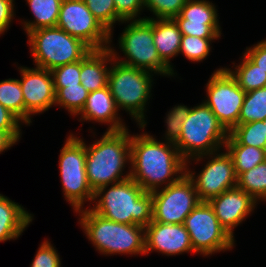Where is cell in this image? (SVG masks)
Returning <instances> with one entry per match:
<instances>
[{
  "instance_id": "1",
  "label": "cell",
  "mask_w": 266,
  "mask_h": 267,
  "mask_svg": "<svg viewBox=\"0 0 266 267\" xmlns=\"http://www.w3.org/2000/svg\"><path fill=\"white\" fill-rule=\"evenodd\" d=\"M185 162L174 143L158 141L145 132L131 135L130 177L145 192L176 182L185 174Z\"/></svg>"
},
{
  "instance_id": "2",
  "label": "cell",
  "mask_w": 266,
  "mask_h": 267,
  "mask_svg": "<svg viewBox=\"0 0 266 267\" xmlns=\"http://www.w3.org/2000/svg\"><path fill=\"white\" fill-rule=\"evenodd\" d=\"M108 188V189H107ZM96 201V202H95ZM90 209L103 218L146 227L152 221V194L145 192L131 177L99 187Z\"/></svg>"
},
{
  "instance_id": "3",
  "label": "cell",
  "mask_w": 266,
  "mask_h": 267,
  "mask_svg": "<svg viewBox=\"0 0 266 267\" xmlns=\"http://www.w3.org/2000/svg\"><path fill=\"white\" fill-rule=\"evenodd\" d=\"M131 134L128 128L106 131L100 140L86 145V174L89 186L95 192L99 187L115 184L130 178L123 175L130 163Z\"/></svg>"
},
{
  "instance_id": "4",
  "label": "cell",
  "mask_w": 266,
  "mask_h": 267,
  "mask_svg": "<svg viewBox=\"0 0 266 267\" xmlns=\"http://www.w3.org/2000/svg\"><path fill=\"white\" fill-rule=\"evenodd\" d=\"M84 233L103 255L145 254V227L107 220L90 208L75 211Z\"/></svg>"
},
{
  "instance_id": "5",
  "label": "cell",
  "mask_w": 266,
  "mask_h": 267,
  "mask_svg": "<svg viewBox=\"0 0 266 267\" xmlns=\"http://www.w3.org/2000/svg\"><path fill=\"white\" fill-rule=\"evenodd\" d=\"M229 132L212 110L204 103L191 107L183 121L181 133L174 143L180 156L188 163L190 159L220 152L225 146Z\"/></svg>"
},
{
  "instance_id": "6",
  "label": "cell",
  "mask_w": 266,
  "mask_h": 267,
  "mask_svg": "<svg viewBox=\"0 0 266 267\" xmlns=\"http://www.w3.org/2000/svg\"><path fill=\"white\" fill-rule=\"evenodd\" d=\"M153 75L149 71L120 63L114 58L111 61L107 86L119 111L124 109L129 112L141 130L147 124L144 112L152 95Z\"/></svg>"
},
{
  "instance_id": "7",
  "label": "cell",
  "mask_w": 266,
  "mask_h": 267,
  "mask_svg": "<svg viewBox=\"0 0 266 267\" xmlns=\"http://www.w3.org/2000/svg\"><path fill=\"white\" fill-rule=\"evenodd\" d=\"M27 36L35 66L49 71L80 61L92 50L57 26L33 30Z\"/></svg>"
},
{
  "instance_id": "8",
  "label": "cell",
  "mask_w": 266,
  "mask_h": 267,
  "mask_svg": "<svg viewBox=\"0 0 266 267\" xmlns=\"http://www.w3.org/2000/svg\"><path fill=\"white\" fill-rule=\"evenodd\" d=\"M119 48L126 57L117 56V51L108 47L113 58L120 63L162 76H173L172 70L161 60L153 43V18L130 20L118 38ZM121 59V60H120Z\"/></svg>"
},
{
  "instance_id": "9",
  "label": "cell",
  "mask_w": 266,
  "mask_h": 267,
  "mask_svg": "<svg viewBox=\"0 0 266 267\" xmlns=\"http://www.w3.org/2000/svg\"><path fill=\"white\" fill-rule=\"evenodd\" d=\"M59 169L63 194L74 211L83 209L84 202L94 199L86 174V143L72 133L60 150Z\"/></svg>"
},
{
  "instance_id": "10",
  "label": "cell",
  "mask_w": 266,
  "mask_h": 267,
  "mask_svg": "<svg viewBox=\"0 0 266 267\" xmlns=\"http://www.w3.org/2000/svg\"><path fill=\"white\" fill-rule=\"evenodd\" d=\"M183 225L195 253L208 256L234 247V238L221 226L208 201H200L185 218Z\"/></svg>"
},
{
  "instance_id": "11",
  "label": "cell",
  "mask_w": 266,
  "mask_h": 267,
  "mask_svg": "<svg viewBox=\"0 0 266 267\" xmlns=\"http://www.w3.org/2000/svg\"><path fill=\"white\" fill-rule=\"evenodd\" d=\"M152 194V221L184 224L185 218L199 204L193 182L185 173L176 182Z\"/></svg>"
},
{
  "instance_id": "12",
  "label": "cell",
  "mask_w": 266,
  "mask_h": 267,
  "mask_svg": "<svg viewBox=\"0 0 266 267\" xmlns=\"http://www.w3.org/2000/svg\"><path fill=\"white\" fill-rule=\"evenodd\" d=\"M206 92L207 99L204 103L230 133L238 124L246 92L226 68H219L212 73Z\"/></svg>"
},
{
  "instance_id": "13",
  "label": "cell",
  "mask_w": 266,
  "mask_h": 267,
  "mask_svg": "<svg viewBox=\"0 0 266 267\" xmlns=\"http://www.w3.org/2000/svg\"><path fill=\"white\" fill-rule=\"evenodd\" d=\"M218 153L200 155L191 159V161L195 160L198 163L205 156L208 160L211 158L197 176L195 172L189 171L188 162H185V173L193 182L200 201H209L224 191L237 186L238 176L232 157L227 151Z\"/></svg>"
},
{
  "instance_id": "14",
  "label": "cell",
  "mask_w": 266,
  "mask_h": 267,
  "mask_svg": "<svg viewBox=\"0 0 266 267\" xmlns=\"http://www.w3.org/2000/svg\"><path fill=\"white\" fill-rule=\"evenodd\" d=\"M56 26L81 39L92 50L110 46V33L89 11L83 0H63Z\"/></svg>"
},
{
  "instance_id": "15",
  "label": "cell",
  "mask_w": 266,
  "mask_h": 267,
  "mask_svg": "<svg viewBox=\"0 0 266 267\" xmlns=\"http://www.w3.org/2000/svg\"><path fill=\"white\" fill-rule=\"evenodd\" d=\"M25 124L30 125L31 115L41 114L55 106V90L51 71L44 68L20 67Z\"/></svg>"
},
{
  "instance_id": "16",
  "label": "cell",
  "mask_w": 266,
  "mask_h": 267,
  "mask_svg": "<svg viewBox=\"0 0 266 267\" xmlns=\"http://www.w3.org/2000/svg\"><path fill=\"white\" fill-rule=\"evenodd\" d=\"M216 6L207 0H187L174 18L182 35L199 38H220L221 27Z\"/></svg>"
},
{
  "instance_id": "17",
  "label": "cell",
  "mask_w": 266,
  "mask_h": 267,
  "mask_svg": "<svg viewBox=\"0 0 266 267\" xmlns=\"http://www.w3.org/2000/svg\"><path fill=\"white\" fill-rule=\"evenodd\" d=\"M156 251L166 256L194 252L190 236L183 224L151 221L145 227V254Z\"/></svg>"
},
{
  "instance_id": "18",
  "label": "cell",
  "mask_w": 266,
  "mask_h": 267,
  "mask_svg": "<svg viewBox=\"0 0 266 267\" xmlns=\"http://www.w3.org/2000/svg\"><path fill=\"white\" fill-rule=\"evenodd\" d=\"M212 206L221 226L234 238V228L241 224L255 209L258 203L251 195L238 186L211 198Z\"/></svg>"
},
{
  "instance_id": "19",
  "label": "cell",
  "mask_w": 266,
  "mask_h": 267,
  "mask_svg": "<svg viewBox=\"0 0 266 267\" xmlns=\"http://www.w3.org/2000/svg\"><path fill=\"white\" fill-rule=\"evenodd\" d=\"M118 110L109 87L106 86L100 90L89 92L85 106L78 115H81L80 121L107 123V131H121L127 127L118 116Z\"/></svg>"
},
{
  "instance_id": "20",
  "label": "cell",
  "mask_w": 266,
  "mask_h": 267,
  "mask_svg": "<svg viewBox=\"0 0 266 267\" xmlns=\"http://www.w3.org/2000/svg\"><path fill=\"white\" fill-rule=\"evenodd\" d=\"M113 59L109 48L91 50L81 60L80 80L87 91L100 90L108 84V74ZM107 65V66H106Z\"/></svg>"
},
{
  "instance_id": "21",
  "label": "cell",
  "mask_w": 266,
  "mask_h": 267,
  "mask_svg": "<svg viewBox=\"0 0 266 267\" xmlns=\"http://www.w3.org/2000/svg\"><path fill=\"white\" fill-rule=\"evenodd\" d=\"M182 34L174 19L153 18V43L161 60L172 70L171 58L178 56Z\"/></svg>"
},
{
  "instance_id": "22",
  "label": "cell",
  "mask_w": 266,
  "mask_h": 267,
  "mask_svg": "<svg viewBox=\"0 0 266 267\" xmlns=\"http://www.w3.org/2000/svg\"><path fill=\"white\" fill-rule=\"evenodd\" d=\"M32 220L23 206L0 194V242L16 240Z\"/></svg>"
},
{
  "instance_id": "23",
  "label": "cell",
  "mask_w": 266,
  "mask_h": 267,
  "mask_svg": "<svg viewBox=\"0 0 266 267\" xmlns=\"http://www.w3.org/2000/svg\"><path fill=\"white\" fill-rule=\"evenodd\" d=\"M225 150L232 157L235 172L239 177L266 160V150L239 144L230 134L225 142Z\"/></svg>"
},
{
  "instance_id": "24",
  "label": "cell",
  "mask_w": 266,
  "mask_h": 267,
  "mask_svg": "<svg viewBox=\"0 0 266 267\" xmlns=\"http://www.w3.org/2000/svg\"><path fill=\"white\" fill-rule=\"evenodd\" d=\"M63 0H26L34 16V21H24L23 29L28 34L30 31L56 27L60 7Z\"/></svg>"
},
{
  "instance_id": "25",
  "label": "cell",
  "mask_w": 266,
  "mask_h": 267,
  "mask_svg": "<svg viewBox=\"0 0 266 267\" xmlns=\"http://www.w3.org/2000/svg\"><path fill=\"white\" fill-rule=\"evenodd\" d=\"M235 71L226 68L245 92L266 87V72L254 64L245 54Z\"/></svg>"
},
{
  "instance_id": "26",
  "label": "cell",
  "mask_w": 266,
  "mask_h": 267,
  "mask_svg": "<svg viewBox=\"0 0 266 267\" xmlns=\"http://www.w3.org/2000/svg\"><path fill=\"white\" fill-rule=\"evenodd\" d=\"M0 104L25 123V105L19 79H6L0 82Z\"/></svg>"
},
{
  "instance_id": "27",
  "label": "cell",
  "mask_w": 266,
  "mask_h": 267,
  "mask_svg": "<svg viewBox=\"0 0 266 267\" xmlns=\"http://www.w3.org/2000/svg\"><path fill=\"white\" fill-rule=\"evenodd\" d=\"M266 119V87L246 92L238 124Z\"/></svg>"
},
{
  "instance_id": "28",
  "label": "cell",
  "mask_w": 266,
  "mask_h": 267,
  "mask_svg": "<svg viewBox=\"0 0 266 267\" xmlns=\"http://www.w3.org/2000/svg\"><path fill=\"white\" fill-rule=\"evenodd\" d=\"M237 186L257 202L266 201V160L238 177Z\"/></svg>"
},
{
  "instance_id": "29",
  "label": "cell",
  "mask_w": 266,
  "mask_h": 267,
  "mask_svg": "<svg viewBox=\"0 0 266 267\" xmlns=\"http://www.w3.org/2000/svg\"><path fill=\"white\" fill-rule=\"evenodd\" d=\"M55 105L63 107L70 115H78L85 106L89 91L82 84L54 88Z\"/></svg>"
},
{
  "instance_id": "30",
  "label": "cell",
  "mask_w": 266,
  "mask_h": 267,
  "mask_svg": "<svg viewBox=\"0 0 266 267\" xmlns=\"http://www.w3.org/2000/svg\"><path fill=\"white\" fill-rule=\"evenodd\" d=\"M239 144L266 150V131L264 121H254L237 125L229 133Z\"/></svg>"
},
{
  "instance_id": "31",
  "label": "cell",
  "mask_w": 266,
  "mask_h": 267,
  "mask_svg": "<svg viewBox=\"0 0 266 267\" xmlns=\"http://www.w3.org/2000/svg\"><path fill=\"white\" fill-rule=\"evenodd\" d=\"M89 11L110 33V44L112 42V27L115 23H129V20L123 21L117 14L114 0H83Z\"/></svg>"
},
{
  "instance_id": "32",
  "label": "cell",
  "mask_w": 266,
  "mask_h": 267,
  "mask_svg": "<svg viewBox=\"0 0 266 267\" xmlns=\"http://www.w3.org/2000/svg\"><path fill=\"white\" fill-rule=\"evenodd\" d=\"M219 38H199L196 36L182 35L179 54H183L188 60L200 62L209 55L212 40Z\"/></svg>"
},
{
  "instance_id": "33",
  "label": "cell",
  "mask_w": 266,
  "mask_h": 267,
  "mask_svg": "<svg viewBox=\"0 0 266 267\" xmlns=\"http://www.w3.org/2000/svg\"><path fill=\"white\" fill-rule=\"evenodd\" d=\"M80 72L81 60L54 68L51 70L54 88H65L81 84Z\"/></svg>"
},
{
  "instance_id": "34",
  "label": "cell",
  "mask_w": 266,
  "mask_h": 267,
  "mask_svg": "<svg viewBox=\"0 0 266 267\" xmlns=\"http://www.w3.org/2000/svg\"><path fill=\"white\" fill-rule=\"evenodd\" d=\"M187 0H144L145 8L153 12L156 19H174L180 14Z\"/></svg>"
},
{
  "instance_id": "35",
  "label": "cell",
  "mask_w": 266,
  "mask_h": 267,
  "mask_svg": "<svg viewBox=\"0 0 266 267\" xmlns=\"http://www.w3.org/2000/svg\"><path fill=\"white\" fill-rule=\"evenodd\" d=\"M191 108L183 105H178L168 112L166 116V133L165 139L168 142L175 143L180 137L181 126L183 121L188 117Z\"/></svg>"
},
{
  "instance_id": "36",
  "label": "cell",
  "mask_w": 266,
  "mask_h": 267,
  "mask_svg": "<svg viewBox=\"0 0 266 267\" xmlns=\"http://www.w3.org/2000/svg\"><path fill=\"white\" fill-rule=\"evenodd\" d=\"M30 266L61 267L60 256L55 247L47 239L41 243Z\"/></svg>"
},
{
  "instance_id": "37",
  "label": "cell",
  "mask_w": 266,
  "mask_h": 267,
  "mask_svg": "<svg viewBox=\"0 0 266 267\" xmlns=\"http://www.w3.org/2000/svg\"><path fill=\"white\" fill-rule=\"evenodd\" d=\"M116 14L123 20H136L145 9L144 0H114Z\"/></svg>"
},
{
  "instance_id": "38",
  "label": "cell",
  "mask_w": 266,
  "mask_h": 267,
  "mask_svg": "<svg viewBox=\"0 0 266 267\" xmlns=\"http://www.w3.org/2000/svg\"><path fill=\"white\" fill-rule=\"evenodd\" d=\"M21 121L0 104V131L9 132L17 141L21 138Z\"/></svg>"
},
{
  "instance_id": "39",
  "label": "cell",
  "mask_w": 266,
  "mask_h": 267,
  "mask_svg": "<svg viewBox=\"0 0 266 267\" xmlns=\"http://www.w3.org/2000/svg\"><path fill=\"white\" fill-rule=\"evenodd\" d=\"M244 54L266 72V39L253 45V47H246Z\"/></svg>"
},
{
  "instance_id": "40",
  "label": "cell",
  "mask_w": 266,
  "mask_h": 267,
  "mask_svg": "<svg viewBox=\"0 0 266 267\" xmlns=\"http://www.w3.org/2000/svg\"><path fill=\"white\" fill-rule=\"evenodd\" d=\"M14 0H0V35L8 30L15 16Z\"/></svg>"
},
{
  "instance_id": "41",
  "label": "cell",
  "mask_w": 266,
  "mask_h": 267,
  "mask_svg": "<svg viewBox=\"0 0 266 267\" xmlns=\"http://www.w3.org/2000/svg\"><path fill=\"white\" fill-rule=\"evenodd\" d=\"M18 141L7 131H0V153L15 145Z\"/></svg>"
},
{
  "instance_id": "42",
  "label": "cell",
  "mask_w": 266,
  "mask_h": 267,
  "mask_svg": "<svg viewBox=\"0 0 266 267\" xmlns=\"http://www.w3.org/2000/svg\"><path fill=\"white\" fill-rule=\"evenodd\" d=\"M264 124H265V131H266V119L264 120Z\"/></svg>"
}]
</instances>
